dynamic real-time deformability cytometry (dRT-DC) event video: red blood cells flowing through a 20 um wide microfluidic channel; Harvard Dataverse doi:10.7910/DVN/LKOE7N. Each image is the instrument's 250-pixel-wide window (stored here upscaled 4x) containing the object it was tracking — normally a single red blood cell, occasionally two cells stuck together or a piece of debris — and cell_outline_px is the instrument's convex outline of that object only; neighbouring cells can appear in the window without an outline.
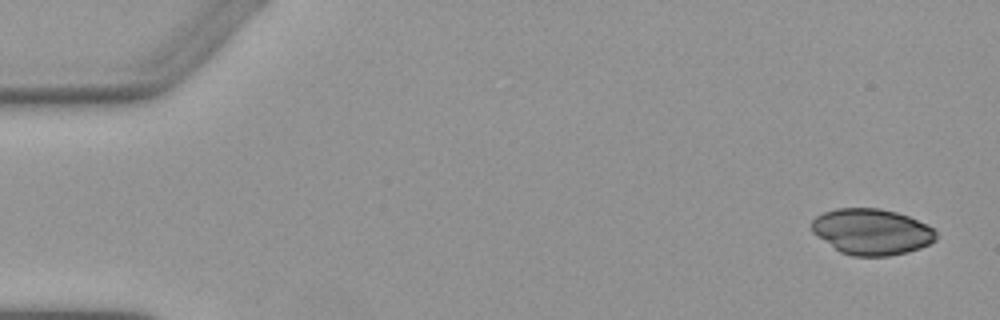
{"species": "Egyptian fruit bat (a non-hibernating species)", "species_latin": "Rousettus aegyptiacus", "temperature_condition": "warm", "stored_images_in_passage": 6, "camera_frame_rate_fps": 3000, "um_per_image_px": 0.085, "animal": {"sex": "female"}, "frame": {"image": 1, "passage_image": 1, "time_ms": 0.0, "image_size_px": [1000, 320], "cell_outline_px": [[936, 240], [920, 248], [908, 252], [888, 256], [852, 256], [840, 252], [812, 232], [812, 220], [816, 216], [824, 212], [836, 208], [880, 208], [896, 212], [908, 216], [932, 228], [936, 232]], "centroid_in_image_um": [74.08, 19.7], "position_along_channel_um": 10.9, "area_um2": 33.18}}
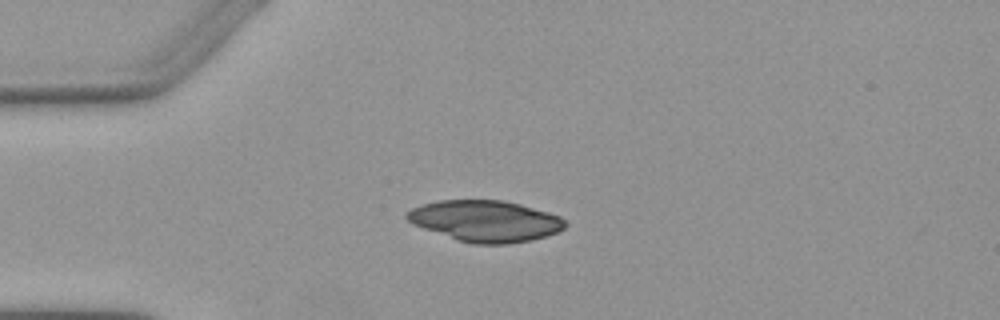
{"frame": {"image": 2, "passage_image": 4, "time_ms": 3.667, "image_size_px": [1000, 320], "cell_outline_px": [[568, 224], [564, 228], [548, 236], [532, 240], [508, 244], [472, 244], [456, 240], [412, 224], [404, 216], [412, 208], [424, 204], [440, 200], [504, 200], [520, 204], [548, 212], [560, 216]], "centroid_in_image_um": [41.27, 18.79], "position_along_channel_um": 43.7, "area_um2": 38.09}}